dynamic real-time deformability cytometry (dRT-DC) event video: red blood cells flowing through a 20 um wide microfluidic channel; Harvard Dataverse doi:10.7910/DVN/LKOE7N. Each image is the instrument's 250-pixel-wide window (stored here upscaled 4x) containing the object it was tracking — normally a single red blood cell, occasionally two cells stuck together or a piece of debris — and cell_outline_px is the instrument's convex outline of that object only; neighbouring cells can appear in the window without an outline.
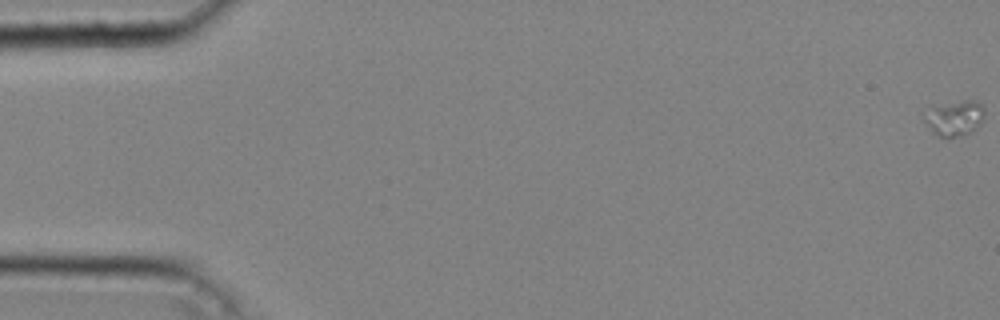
{"species": "common noctule bat (a hibernating species)", "species_latin": "Nyctalus noctula", "temperature_condition": "cold", "stored_images_in_passage": 44, "camera_frame_rate_fps": 3000, "um_per_image_px": 0.085, "animal": {"sex": "male", "body_mass_g": 20.4}, "frame": {"image": 1, "passage_image": 1, "time_ms": 0.0, "image_size_px": [1000, 320], "cell_outline_px": [[984, 120], [980, 124], [968, 132], [960, 136], [940, 136], [932, 132], [924, 120], [932, 108], [964, 100], [972, 100], [980, 104], [984, 108]], "centroid_in_image_um": [81.2, 10.05], "position_along_channel_um": 3.8, "area_um2": 11.68}}